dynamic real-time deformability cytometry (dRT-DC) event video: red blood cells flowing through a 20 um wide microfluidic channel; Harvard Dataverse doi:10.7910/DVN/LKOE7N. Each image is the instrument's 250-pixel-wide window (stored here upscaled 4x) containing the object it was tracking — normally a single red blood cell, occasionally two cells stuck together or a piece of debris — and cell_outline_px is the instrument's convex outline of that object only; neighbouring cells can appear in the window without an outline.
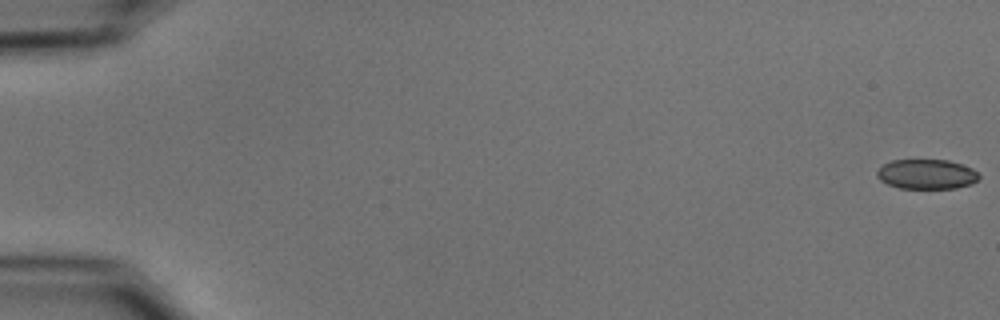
{"species": "common noctule bat (a hibernating species)", "species_latin": "Nyctalus noctula", "temperature_condition": "cold", "stored_images_in_passage": 55, "camera_frame_rate_fps": 3000, "um_per_image_px": 0.085, "animal": {"sex": "male", "body_mass_g": 15.6}, "frame": {"image": 1, "passage_image": 1, "time_ms": 0.0, "image_size_px": [1000, 320], "cell_outline_px": [[980, 176], [972, 184], [956, 188], [900, 188], [888, 184], [880, 180], [876, 176], [876, 172], [884, 164], [892, 160], [948, 160], [972, 168]], "centroid_in_image_um": [78.75, 14.81], "position_along_channel_um": 6.2, "area_um2": 17.57}}
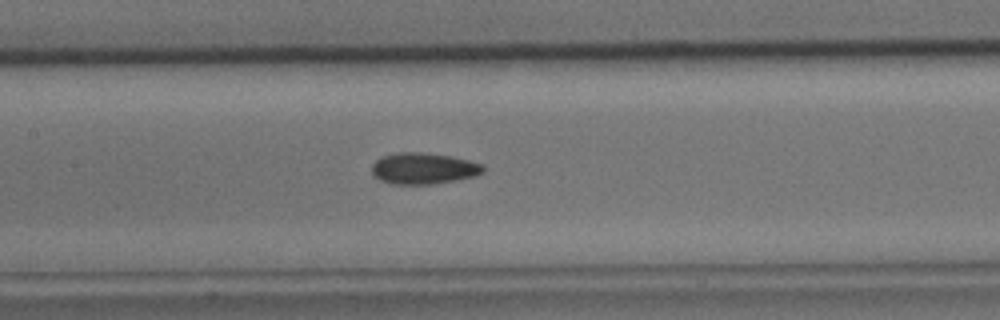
{"frame": {"image": 2, "passage_image": 27, "time_ms": 8.667, "image_size_px": [1000, 320], "cell_outline_px": [[484, 172], [476, 176], [456, 180], [432, 184], [392, 184], [380, 180], [372, 172], [372, 164], [376, 160], [384, 156], [396, 152], [420, 152], [452, 156], [484, 164]], "centroid_in_image_um": [36.03, 14.31], "position_along_channel_um": 171.4, "area_um2": 20.35}}
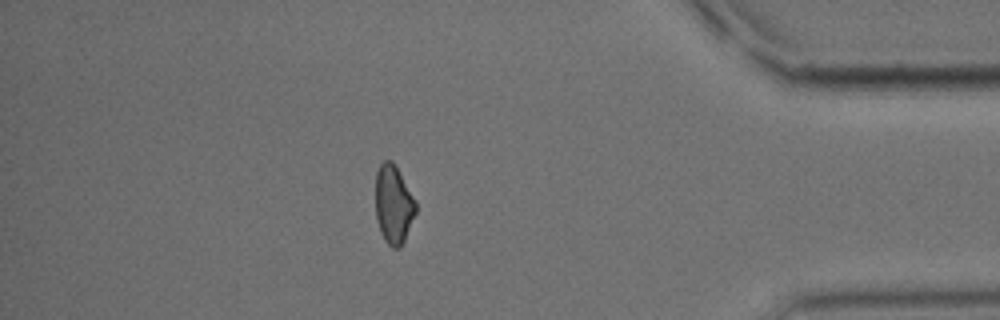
{"frame": {"image": 3, "passage_image": 48, "time_ms": 15.667, "image_size_px": [1000, 320], "cell_outline_px": [[416, 212], [404, 240], [400, 248], [392, 248], [384, 240], [380, 232], [376, 220], [376, 172], [380, 164], [384, 160], [392, 160], [416, 200]], "centroid_in_image_um": [33.44, 17.38], "position_along_channel_um": 401.8, "area_um2": 18.44}, "authors_computed_cell_mechanics": {"area_um2": 19.1896, "velocity_mm_per_s": 3.7676, "shape_relaxation_time_tau1_ms": 4.2979, "shape_relaxation_time_tau2_ms": 5.8078, "deformation_change_tau1": 0.0942, "deformation_change_tau2": 0.1154}}